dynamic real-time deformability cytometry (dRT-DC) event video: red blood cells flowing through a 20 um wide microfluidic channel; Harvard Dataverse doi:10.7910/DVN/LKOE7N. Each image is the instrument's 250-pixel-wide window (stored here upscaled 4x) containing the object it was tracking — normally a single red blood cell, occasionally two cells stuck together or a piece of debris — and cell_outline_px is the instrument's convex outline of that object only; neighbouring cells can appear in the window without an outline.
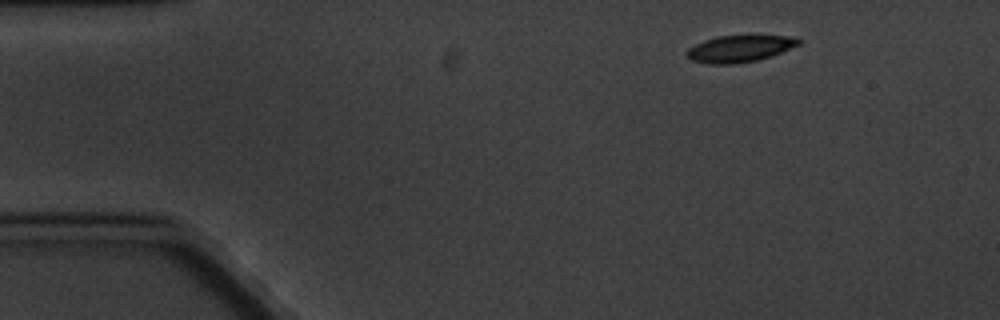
{"species": "common noctule bat (a hibernating species)", "species_latin": "Nyctalus noctula", "temperature_condition": "cold", "stored_images_in_passage": 5, "camera_frame_rate_fps": 3000, "um_per_image_px": 0.085, "animal": {"sex": "male", "body_mass_g": 20.1, "forearm_length_mm": 53.5}, "frame": {"image": 1, "passage_image": 1, "time_ms": 0.0, "image_size_px": [1000, 320], "cell_outline_px": [[800, 44], [780, 52], [756, 60], [732, 64], [708, 64], [692, 60], [684, 52], [688, 48], [704, 40], [716, 36], [756, 32], [784, 36], [800, 40]], "centroid_in_image_um": [62.84, 4.08], "position_along_channel_um": 22.2, "area_um2": 17.98}}
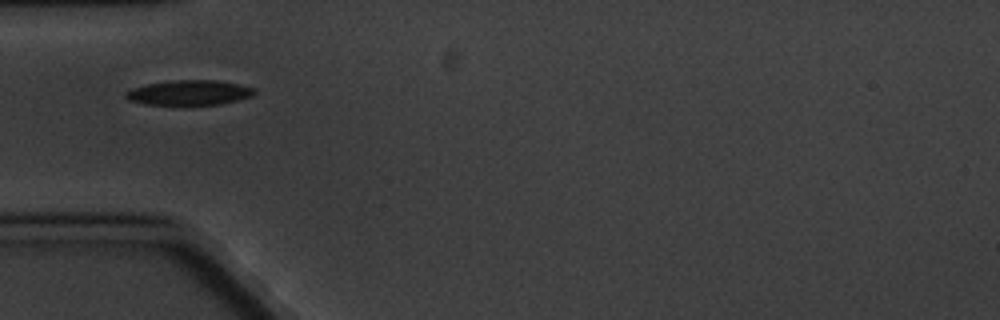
{"frame": {"image": 2, "passage_image": 4, "time_ms": 3.667, "image_size_px": [1000, 320], "cell_outline_px": [[256, 92], [252, 96], [220, 104], [144, 104], [128, 100], [124, 96], [124, 92], [132, 88], [144, 84], [172, 80], [212, 80], [236, 84], [256, 88]], "centroid_in_image_um": [16.03, 7.86], "position_along_channel_um": 69.0, "area_um2": 18.55}}